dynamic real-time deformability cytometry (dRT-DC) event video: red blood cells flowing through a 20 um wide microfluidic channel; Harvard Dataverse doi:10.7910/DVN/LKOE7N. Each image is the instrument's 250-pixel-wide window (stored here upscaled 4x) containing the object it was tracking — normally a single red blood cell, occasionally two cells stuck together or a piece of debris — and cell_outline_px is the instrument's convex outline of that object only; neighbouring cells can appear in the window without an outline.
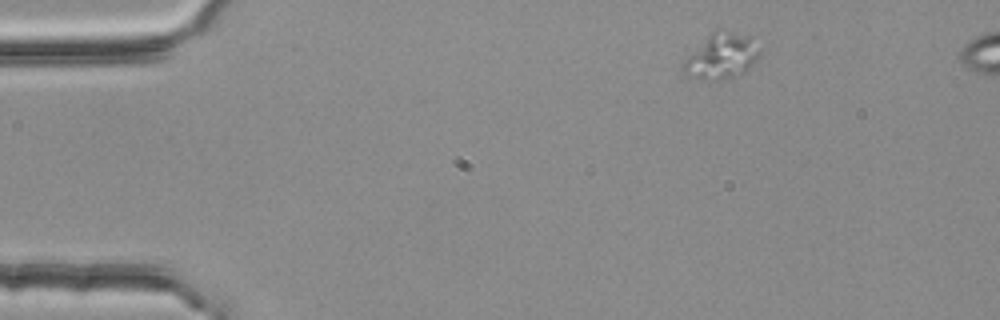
{"species": "common noctule bat (a hibernating species)", "species_latin": "Nyctalus noctula", "temperature_condition": "room temperature", "stored_images_in_passage": 4, "camera_frame_rate_fps": 3000, "um_per_image_px": 0.085, "animal": {"sex": "female", "body_mass_g": 25.1}, "frame": {"image": 1, "passage_image": 1, "time_ms": 0.0, "image_size_px": [1000, 320], "cell_outline_px": [[764, 48], [760, 56], [740, 76], [716, 80], [704, 80], [692, 76], [680, 68], [684, 60], [712, 32], [728, 28], [752, 36]], "centroid_in_image_um": [61.44, 4.73], "position_along_channel_um": 23.6, "area_um2": 20.69}}